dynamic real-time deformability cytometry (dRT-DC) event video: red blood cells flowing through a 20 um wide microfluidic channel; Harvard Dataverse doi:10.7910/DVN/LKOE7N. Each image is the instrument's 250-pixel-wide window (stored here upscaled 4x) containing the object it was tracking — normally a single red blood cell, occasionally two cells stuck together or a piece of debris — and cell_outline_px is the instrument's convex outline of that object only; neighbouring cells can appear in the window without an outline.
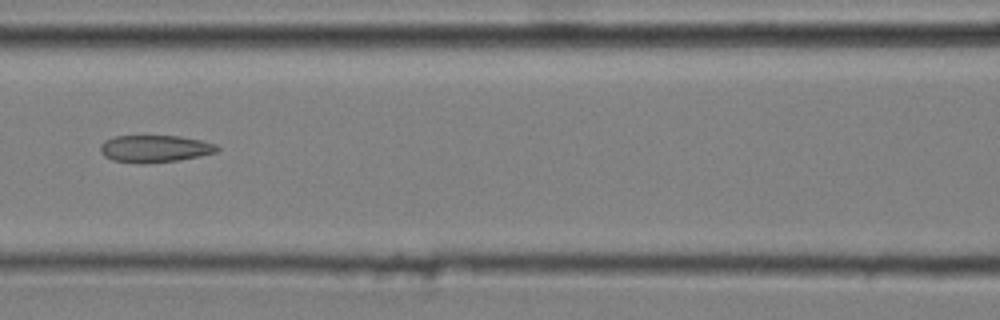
{"species": "common noctule bat (a hibernating species)", "species_latin": "Nyctalus noctula", "temperature_condition": "cold", "stored_images_in_passage": 12, "camera_frame_rate_fps": 3000, "um_per_image_px": 0.085, "animal": {"sex": "male", "body_mass_g": 20.4}, "frame": {"image": 1, "passage_image": 6, "time_ms": 1.667, "image_size_px": [1000, 320], "cell_outline_px": [[220, 148], [216, 152], [200, 156], [180, 160], [144, 164], [112, 160], [104, 156], [100, 152], [100, 144], [104, 140], [116, 136], [180, 136], [200, 140], [216, 144]], "centroid_in_image_um": [13.14, 12.64], "position_along_channel_um": 153.5, "area_um2": 18.61}}
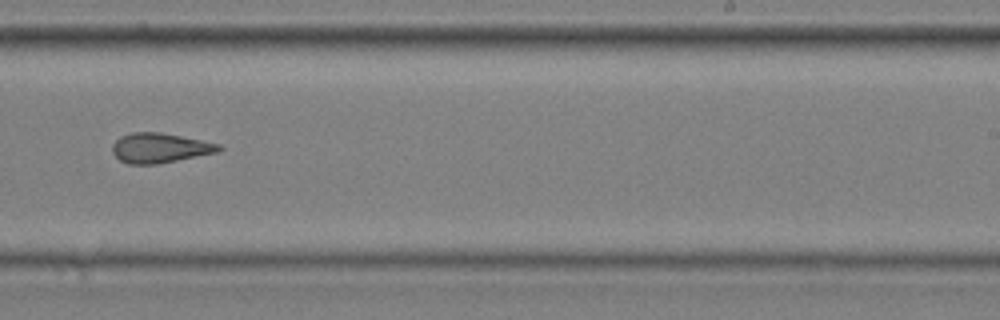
{"frame": {"image": 2, "passage_image": 9, "time_ms": 2.667, "image_size_px": [1000, 320], "cell_outline_px": [[224, 148], [220, 152], [156, 164], [128, 164], [120, 160], [112, 152], [112, 144], [120, 136], [132, 132], [160, 132], [220, 144]], "centroid_in_image_um": [13.59, 12.57], "position_along_channel_um": 275.4, "area_um2": 18.5}}
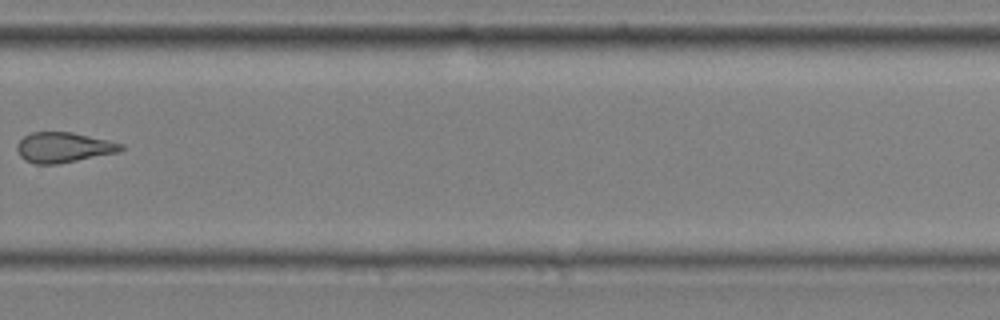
{"frame": {"image": 3, "passage_image": 10, "time_ms": 3.0, "image_size_px": [1000, 320], "cell_outline_px": [[128, 148], [120, 152], [60, 164], [36, 164], [24, 160], [20, 156], [16, 148], [16, 144], [24, 136], [32, 132], [72, 132], [108, 140], [124, 144]], "centroid_in_image_um": [5.44, 12.54], "position_along_channel_um": 324.4, "area_um2": 18.61}}